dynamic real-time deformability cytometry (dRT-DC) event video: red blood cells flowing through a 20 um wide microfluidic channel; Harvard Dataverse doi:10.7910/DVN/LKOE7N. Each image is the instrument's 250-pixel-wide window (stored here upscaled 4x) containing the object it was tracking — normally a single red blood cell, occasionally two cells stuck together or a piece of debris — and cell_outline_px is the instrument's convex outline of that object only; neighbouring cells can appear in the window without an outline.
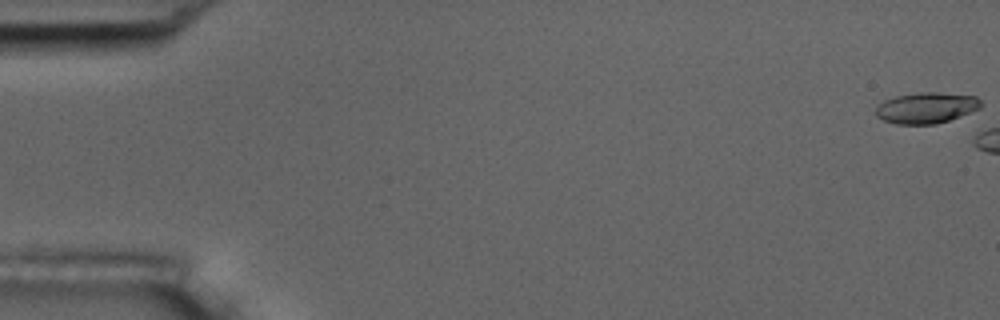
{"species": "common noctule bat (a hibernating species)", "species_latin": "Nyctalus noctula", "temperature_condition": "room temperature", "stored_images_in_passage": 2, "camera_frame_rate_fps": 3000, "um_per_image_px": 0.085, "animal": {"sex": "male", "body_mass_g": 17.5, "forearm_length_mm": 52.3}, "frame": {"image": 1, "passage_image": 1, "time_ms": 0.0, "image_size_px": [1000, 320], "cell_outline_px": [[980, 108], [948, 120], [936, 124], [896, 124], [884, 120], [876, 116], [876, 108], [884, 100], [896, 96], [920, 92], [936, 92], [976, 96], [980, 100]], "centroid_in_image_um": [78.71, 9.16], "position_along_channel_um": 6.3, "area_um2": 18.73}}